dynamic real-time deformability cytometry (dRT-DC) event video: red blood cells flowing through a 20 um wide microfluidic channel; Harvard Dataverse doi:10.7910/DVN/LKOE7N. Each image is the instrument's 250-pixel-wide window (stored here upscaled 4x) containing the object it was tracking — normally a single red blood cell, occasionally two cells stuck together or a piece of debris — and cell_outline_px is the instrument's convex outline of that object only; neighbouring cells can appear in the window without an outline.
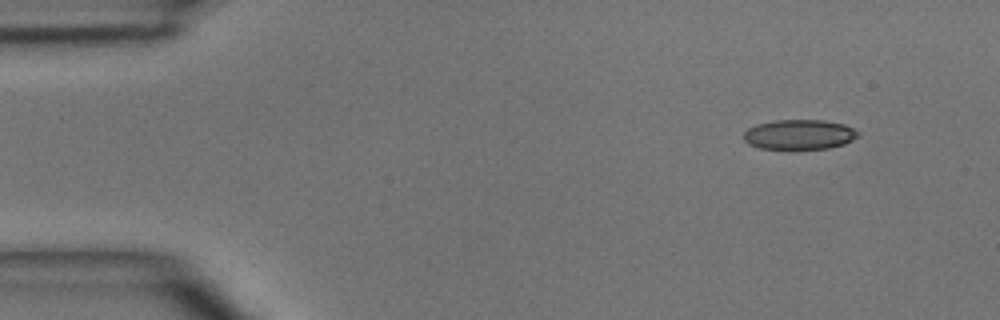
{"species": "common noctule bat (a hibernating species)", "species_latin": "Nyctalus noctula", "temperature_condition": "room temperature", "stored_images_in_passage": 3, "camera_frame_rate_fps": 3000, "um_per_image_px": 0.085, "animal": {"sex": "male", "body_mass_g": 15.6}, "frame": {"image": 1, "passage_image": 1, "time_ms": 0.0, "image_size_px": [1000, 320], "cell_outline_px": [[860, 136], [844, 144], [828, 148], [760, 148], [748, 144], [744, 140], [744, 132], [748, 128], [756, 124], [776, 120], [824, 120], [844, 124], [860, 132]], "centroid_in_image_um": [67.96, 11.42], "position_along_channel_um": 17.0, "area_um2": 19.83}}